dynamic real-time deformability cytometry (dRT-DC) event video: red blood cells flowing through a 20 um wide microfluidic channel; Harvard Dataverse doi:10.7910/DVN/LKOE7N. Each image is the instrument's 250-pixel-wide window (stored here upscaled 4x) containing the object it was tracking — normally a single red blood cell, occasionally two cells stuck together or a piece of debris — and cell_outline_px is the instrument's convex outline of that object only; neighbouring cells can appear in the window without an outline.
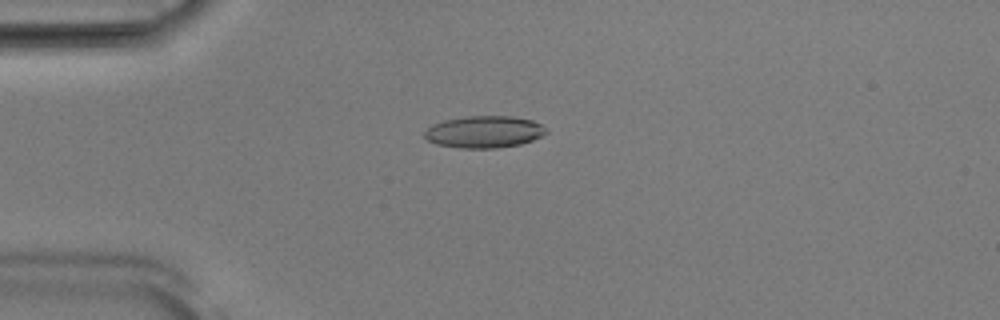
{"species": "Egyptian fruit bat (a non-hibernating species)", "species_latin": "Rousettus aegyptiacus", "temperature_condition": "room temperature", "stored_images_in_passage": 52, "camera_frame_rate_fps": 3000, "um_per_image_px": 0.085, "animal": {"sex": "male"}, "frame": {"image": 1, "passage_image": 13, "time_ms": 4.0, "image_size_px": [1000, 320], "cell_outline_px": [[548, 132], [532, 140], [520, 144], [496, 148], [460, 148], [436, 144], [428, 140], [424, 136], [424, 132], [432, 124], [444, 120], [468, 116], [512, 116], [532, 120], [540, 124]], "centroid_in_image_um": [41.13, 11.2], "position_along_channel_um": 43.9, "area_um2": 22.54}}
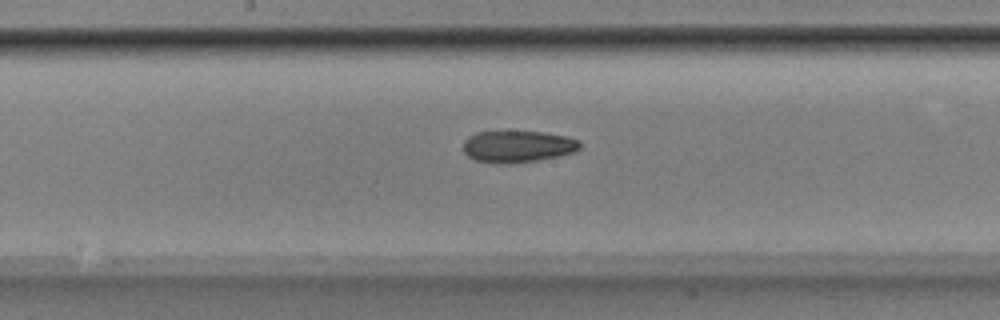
{"frame": {"image": 2, "passage_image": 27, "time_ms": 8.667, "image_size_px": [1000, 320], "cell_outline_px": [[580, 148], [576, 152], [536, 160], [508, 164], [496, 164], [476, 160], [468, 156], [464, 152], [464, 140], [468, 136], [476, 132], [544, 132], [568, 136], [580, 140]], "centroid_in_image_um": [44.01, 12.45], "position_along_channel_um": 204.2, "area_um2": 21.62}}
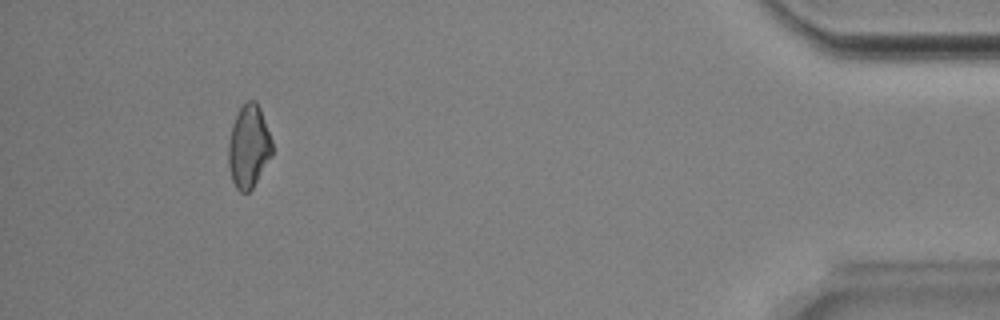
{"frame": {"image": 3, "passage_image": 48, "time_ms": 15.667, "image_size_px": [1000, 320], "cell_outline_px": [[272, 156], [252, 188], [248, 192], [240, 192], [236, 188], [232, 180], [228, 164], [228, 140], [232, 124], [240, 108], [248, 100], [256, 100], [260, 108], [272, 140]], "centroid_in_image_um": [21.13, 12.45], "position_along_channel_um": 414.1, "area_um2": 21.15}, "authors_computed_cell_mechanics": {"area_um2": 21.6172, "velocity_mm_per_s": 3.906, "shape_relaxation_time_tau1_ms": null, "shape_relaxation_time_tau2_ms": 10.2547, "deformation_change_tau1": null, "deformation_change_tau2": 0.1912}}